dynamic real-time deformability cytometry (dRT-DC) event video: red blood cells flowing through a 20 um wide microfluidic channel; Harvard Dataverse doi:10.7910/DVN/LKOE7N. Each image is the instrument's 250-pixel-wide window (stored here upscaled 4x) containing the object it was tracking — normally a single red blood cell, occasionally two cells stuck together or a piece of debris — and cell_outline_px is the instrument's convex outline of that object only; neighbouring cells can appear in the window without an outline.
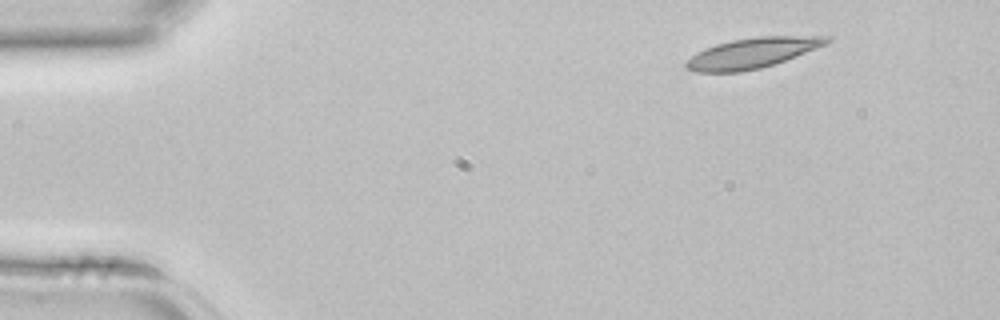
{"species": "common noctule bat (a hibernating species)", "species_latin": "Nyctalus noctula", "temperature_condition": "room temperature", "stored_images_in_passage": 2, "camera_frame_rate_fps": 3000, "um_per_image_px": 0.085, "animal": {"sex": "female", "body_mass_g": 22.7, "forearm_length_mm": 54.2}, "frame": {"image": 1, "passage_image": 1, "time_ms": 0.0, "image_size_px": [1000, 320], "cell_outline_px": [[832, 40], [828, 44], [784, 60], [760, 68], [740, 72], [696, 72], [684, 68], [684, 60], [696, 52], [704, 48], [716, 44], [732, 40], [756, 36], [832, 36]], "centroid_in_image_um": [63.9, 4.5], "position_along_channel_um": 21.1, "area_um2": 24.97}}